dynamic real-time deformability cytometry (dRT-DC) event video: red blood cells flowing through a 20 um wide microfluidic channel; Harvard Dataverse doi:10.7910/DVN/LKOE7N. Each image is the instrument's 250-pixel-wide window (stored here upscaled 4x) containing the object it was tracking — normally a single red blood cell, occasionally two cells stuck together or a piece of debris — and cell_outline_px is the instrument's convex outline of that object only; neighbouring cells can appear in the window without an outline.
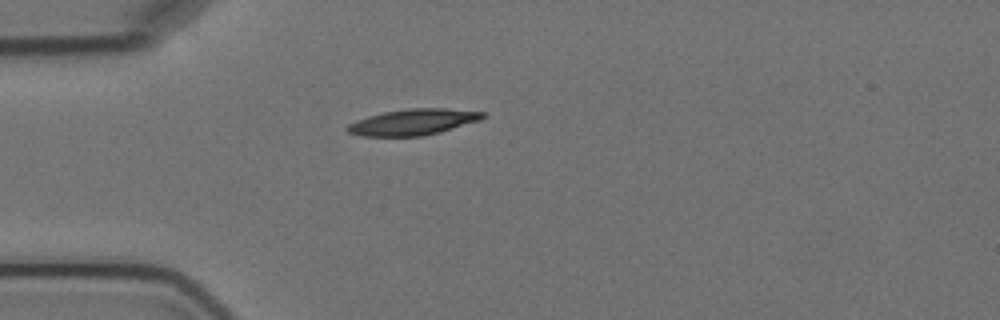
{"species": "Egyptian fruit bat (a non-hibernating species)", "species_latin": "Rousettus aegyptiacus", "temperature_condition": "cold", "stored_images_in_passage": 2, "camera_frame_rate_fps": 3000, "um_per_image_px": 0.085, "animal": {"sex": "female"}, "frame": {"image": 1, "passage_image": 1, "time_ms": 0.0, "image_size_px": [1000, 320], "cell_outline_px": [[488, 116], [480, 120], [440, 132], [420, 136], [360, 136], [348, 132], [344, 128], [348, 124], [356, 120], [368, 116], [384, 112], [408, 108], [444, 108], [488, 112]], "centroid_in_image_um": [35.13, 10.36], "position_along_channel_um": 49.9, "area_um2": 20.69}}